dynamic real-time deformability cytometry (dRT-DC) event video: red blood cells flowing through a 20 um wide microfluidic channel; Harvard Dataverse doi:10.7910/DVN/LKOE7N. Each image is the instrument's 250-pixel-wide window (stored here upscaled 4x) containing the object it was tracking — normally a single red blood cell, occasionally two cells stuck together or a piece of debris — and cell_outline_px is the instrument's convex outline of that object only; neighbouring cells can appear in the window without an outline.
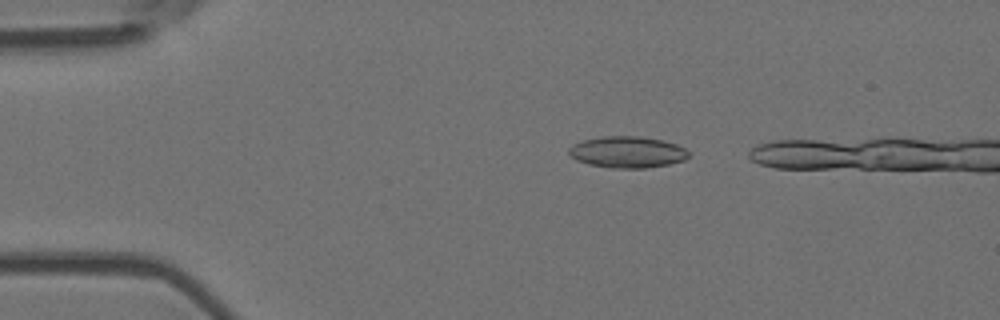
{"species": "Egyptian fruit bat (a non-hibernating species)", "species_latin": "Rousettus aegyptiacus", "temperature_condition": "room temperature", "stored_images_in_passage": 3, "camera_frame_rate_fps": 3000, "um_per_image_px": 0.085, "animal": {"sex": "female"}, "frame": {"image": 1, "passage_image": 2, "time_ms": 0.333, "image_size_px": [1000, 320], "cell_outline_px": [[688, 156], [684, 160], [668, 164], [648, 168], [608, 168], [588, 164], [576, 160], [568, 152], [568, 148], [572, 144], [584, 140], [600, 136], [640, 136], [664, 140], [676, 144], [684, 148], [688, 152]], "centroid_in_image_um": [53.3, 12.92], "position_along_channel_um": 31.7, "area_um2": 22.08}}